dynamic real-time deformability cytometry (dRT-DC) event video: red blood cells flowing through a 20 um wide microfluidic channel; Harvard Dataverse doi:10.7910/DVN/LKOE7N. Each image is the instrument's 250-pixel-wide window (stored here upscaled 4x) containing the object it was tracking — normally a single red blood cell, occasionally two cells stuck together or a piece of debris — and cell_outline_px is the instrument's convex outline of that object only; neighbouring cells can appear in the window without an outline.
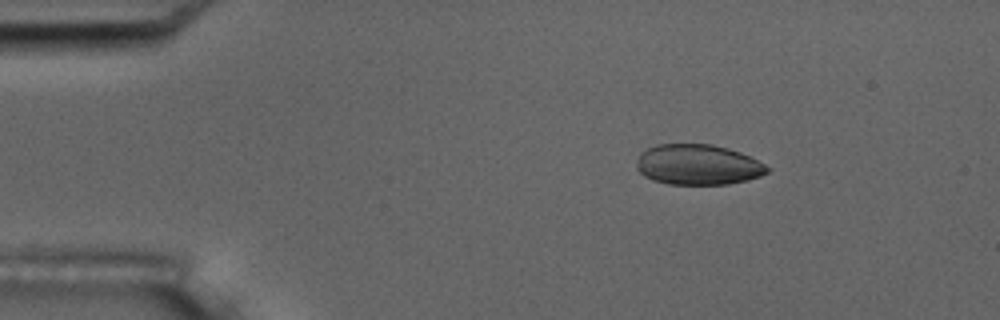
{"species": "common noctule bat (a hibernating species)", "species_latin": "Nyctalus noctula", "temperature_condition": "room temperature", "stored_images_in_passage": 3, "camera_frame_rate_fps": 3000, "um_per_image_px": 0.085, "animal": {"sex": "male", "body_mass_g": 17.5, "forearm_length_mm": 52.3}, "frame": {"image": 1, "passage_image": 1, "time_ms": 0.0, "image_size_px": [1000, 320], "cell_outline_px": [[772, 168], [768, 172], [760, 176], [748, 180], [728, 184], [668, 184], [652, 180], [644, 176], [636, 168], [636, 160], [640, 152], [656, 144], [712, 144], [728, 148], [740, 152]], "centroid_in_image_um": [59.3, 13.99], "position_along_channel_um": 25.7, "area_um2": 30.98}}